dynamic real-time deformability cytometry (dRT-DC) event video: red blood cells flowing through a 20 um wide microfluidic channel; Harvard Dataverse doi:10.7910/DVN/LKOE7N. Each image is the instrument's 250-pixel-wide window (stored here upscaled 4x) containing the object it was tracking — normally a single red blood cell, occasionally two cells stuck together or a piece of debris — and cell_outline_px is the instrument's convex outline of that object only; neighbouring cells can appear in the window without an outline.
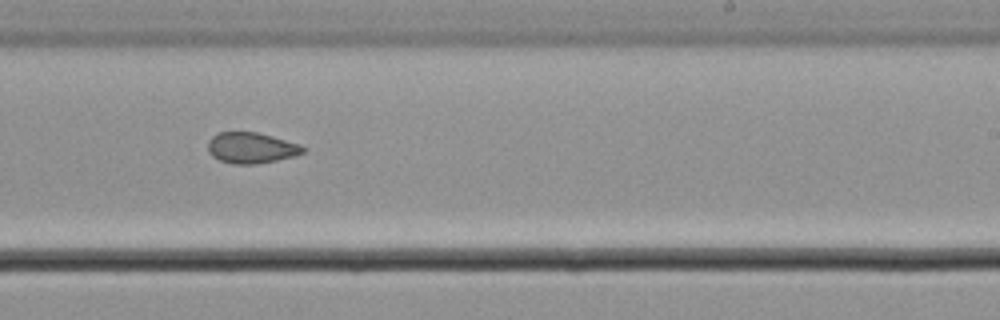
{"species": "common noctule bat (a hibernating species)", "species_latin": "Nyctalus noctula", "temperature_condition": "cold", "stored_images_in_passage": 13, "camera_frame_rate_fps": 3000, "um_per_image_px": 0.085, "animal": {"sex": "male", "body_mass_g": 21.5, "forearm_length_mm": 52.0}, "frame": {"image": 1, "passage_image": 8, "time_ms": 2.333, "image_size_px": [1000, 320], "cell_outline_px": [[304, 152], [292, 156], [276, 160], [256, 164], [236, 164], [220, 160], [212, 156], [208, 152], [208, 140], [212, 136], [220, 132], [256, 132], [272, 136], [300, 144], [304, 148]], "centroid_in_image_um": [21.32, 12.56], "position_along_channel_um": 267.7, "area_um2": 16.94}}
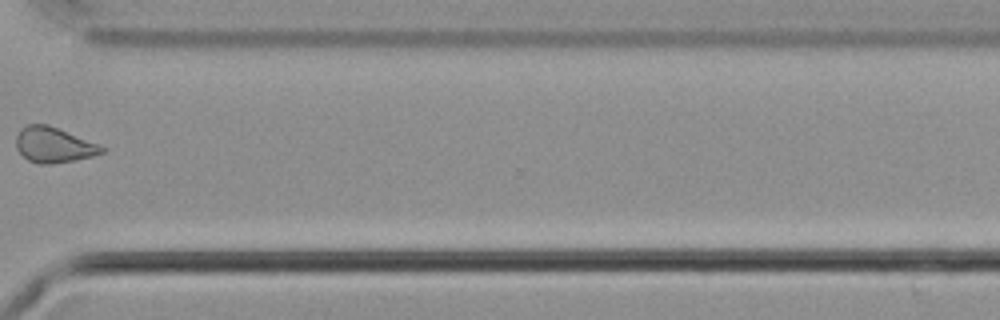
{"frame": {"image": 2, "passage_image": 10, "time_ms": 3.0, "image_size_px": [1000, 320], "cell_outline_px": [[108, 148], [104, 152], [92, 156], [76, 160], [52, 164], [36, 164], [28, 160], [16, 148], [16, 136], [20, 128], [28, 124], [48, 124], [100, 144]], "centroid_in_image_um": [4.58, 12.32], "position_along_channel_um": 366.0, "area_um2": 17.92}}